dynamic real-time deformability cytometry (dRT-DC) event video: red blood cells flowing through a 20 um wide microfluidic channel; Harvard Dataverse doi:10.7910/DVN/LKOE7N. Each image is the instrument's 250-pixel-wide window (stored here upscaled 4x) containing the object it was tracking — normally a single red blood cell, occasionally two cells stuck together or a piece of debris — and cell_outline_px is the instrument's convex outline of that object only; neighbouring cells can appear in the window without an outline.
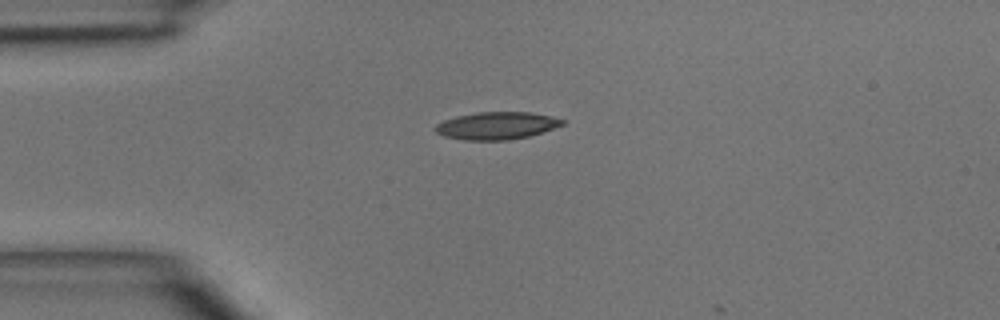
{"species": "common noctule bat (a hibernating species)", "species_latin": "Nyctalus noctula", "temperature_condition": "room temperature", "stored_images_in_passage": 2, "camera_frame_rate_fps": 3000, "um_per_image_px": 0.085, "animal": {"sex": "male", "body_mass_g": 15.6}, "frame": {"image": 1, "passage_image": 1, "time_ms": 0.0, "image_size_px": [1000, 320], "cell_outline_px": [[564, 124], [528, 136], [508, 140], [464, 140], [444, 136], [436, 132], [432, 128], [436, 124], [444, 120], [456, 116], [476, 112], [532, 112], [564, 120]], "centroid_in_image_um": [42.14, 10.68], "position_along_channel_um": 42.9, "area_um2": 20.17}}